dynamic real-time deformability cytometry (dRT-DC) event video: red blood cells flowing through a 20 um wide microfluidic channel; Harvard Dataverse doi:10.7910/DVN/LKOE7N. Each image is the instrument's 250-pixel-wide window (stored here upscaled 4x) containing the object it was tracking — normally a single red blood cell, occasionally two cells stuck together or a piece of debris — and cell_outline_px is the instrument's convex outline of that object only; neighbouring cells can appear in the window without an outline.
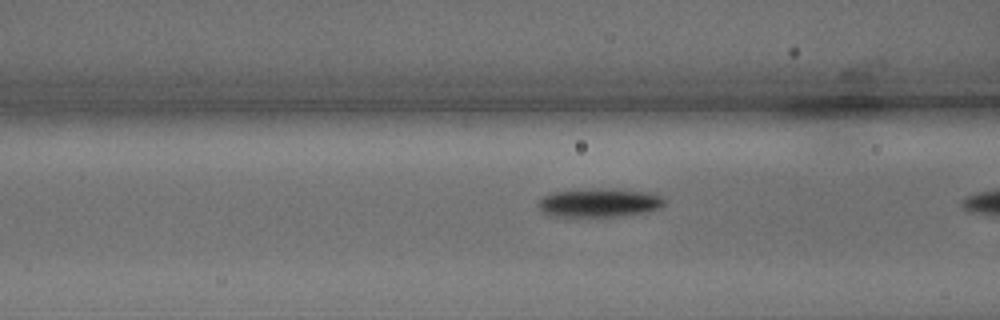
{"species": "common noctule bat (a hibernating species)", "species_latin": "Nyctalus noctula", "temperature_condition": "warm", "stored_images_in_passage": 8, "camera_frame_rate_fps": 3000, "um_per_image_px": 0.085, "animal": {"sex": "male", "body_mass_g": 15.6}, "frame": {"image": 1, "passage_image": 7, "time_ms": 2.0, "image_size_px": [1000, 320], "cell_outline_px": [[668, 200], [660, 208], [652, 212], [620, 216], [552, 216], [544, 212], [536, 204], [536, 200], [552, 192], [656, 192]], "centroid_in_image_um": [51.01, 17.3], "position_along_channel_um": 115.6, "area_um2": 20.0}}